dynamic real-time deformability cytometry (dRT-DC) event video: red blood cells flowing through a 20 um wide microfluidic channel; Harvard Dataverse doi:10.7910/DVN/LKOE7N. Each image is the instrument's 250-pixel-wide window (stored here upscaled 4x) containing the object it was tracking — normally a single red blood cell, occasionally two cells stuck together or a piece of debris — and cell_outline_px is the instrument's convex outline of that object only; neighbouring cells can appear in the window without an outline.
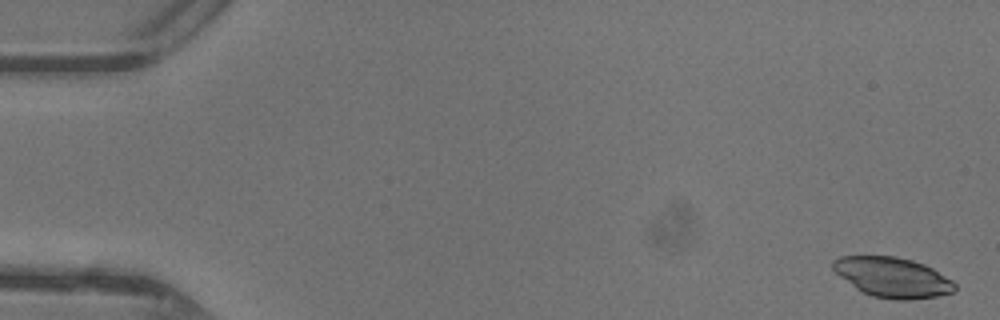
{"species": "common noctule bat (a hibernating species)", "species_latin": "Nyctalus noctula", "temperature_condition": "warm", "stored_images_in_passage": 48, "camera_frame_rate_fps": 3000, "um_per_image_px": 0.085, "animal": {"sex": "female"}, "frame": {"image": 1, "passage_image": 2, "time_ms": 0.333, "image_size_px": [1000, 320], "cell_outline_px": [[956, 292], [936, 296], [908, 300], [896, 300], [872, 296], [856, 288], [840, 276], [832, 268], [832, 260], [840, 256], [896, 256], [912, 260], [924, 264], [932, 268], [952, 280], [956, 284]], "centroid_in_image_um": [75.88, 23.57], "position_along_channel_um": 9.1, "area_um2": 28.38}}
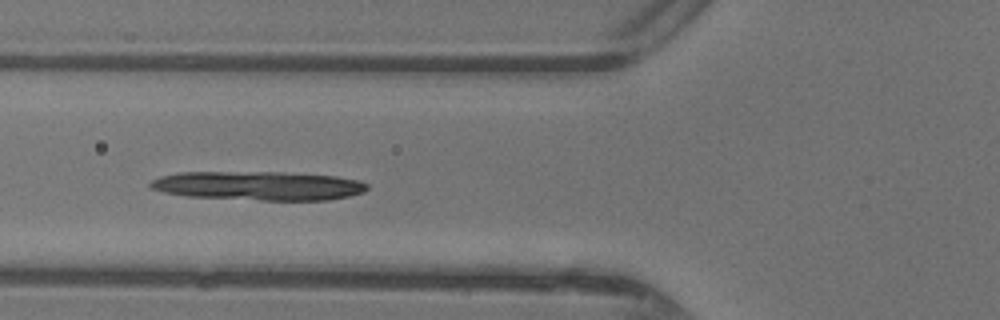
{"frame": {"image": 2, "passage_image": 19, "time_ms": 6.0, "image_size_px": [1000, 320], "cell_outline_px": [[368, 188], [364, 192], [348, 196], [328, 200], [260, 200], [188, 196], [164, 192], [152, 188], [148, 184], [152, 180], [160, 176], [180, 172], [280, 172], [336, 176], [360, 180], [368, 184]], "centroid_in_image_um": [22.0, 15.78], "position_along_channel_um": 103.8, "area_um2": 36.53}}
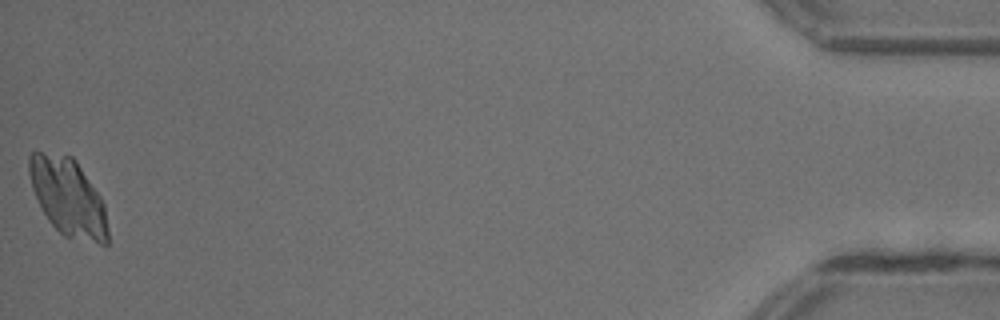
{"frame": {"image": 3, "passage_image": 48, "time_ms": 15.667, "image_size_px": [1000, 320], "cell_outline_px": [[108, 244], [100, 244], [64, 236], [48, 220], [32, 188], [28, 172], [28, 156], [32, 152], [40, 152], [72, 156], [76, 160], [100, 196], [104, 204], [108, 228]], "centroid_in_image_um": [5.79, 16.76], "position_along_channel_um": 429.4, "area_um2": 35.37}}